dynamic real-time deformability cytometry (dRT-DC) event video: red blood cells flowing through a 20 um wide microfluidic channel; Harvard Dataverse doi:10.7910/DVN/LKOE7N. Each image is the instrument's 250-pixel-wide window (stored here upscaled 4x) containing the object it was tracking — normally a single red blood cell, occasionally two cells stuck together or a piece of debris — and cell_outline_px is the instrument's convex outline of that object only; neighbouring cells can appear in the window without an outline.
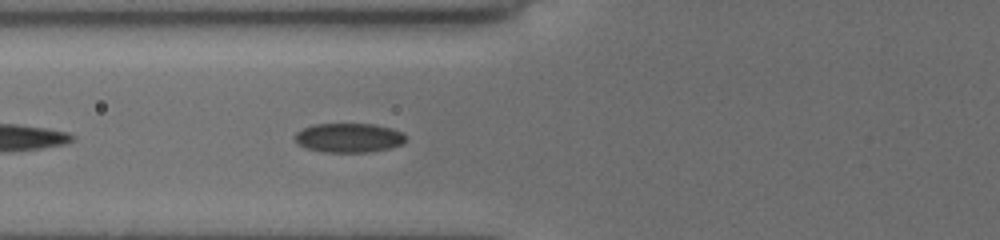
{"species": "common noctule bat (a hibernating species)", "species_latin": "Nyctalus noctula", "temperature_condition": "cold", "stored_images_in_passage": 11, "camera_frame_rate_fps": 3000, "um_per_image_px": 0.085, "animal": {"sex": "female", "body_mass_g": 19.5, "forearm_length_mm": 54.1}, "frame": {"image": 1, "passage_image": 5, "time_ms": 1.333, "image_size_px": [1000, 240], "cell_outline_px": [[408, 140], [404, 144], [388, 148], [368, 152], [320, 152], [304, 148], [296, 144], [292, 136], [296, 132], [312, 124], [372, 124], [392, 128], [404, 132]], "centroid_in_image_um": [29.63, 11.72], "position_along_channel_um": 96.2, "area_um2": 19.36}}
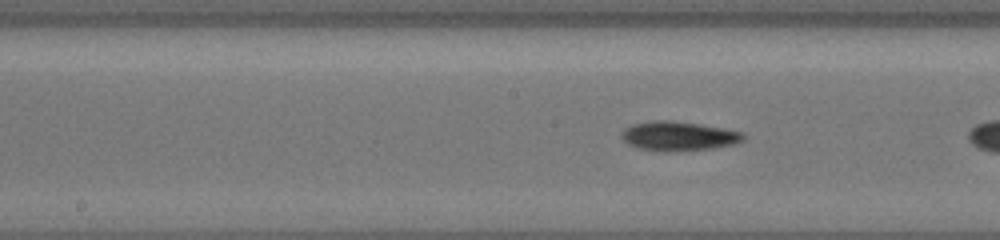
{"frame": {"image": 2, "passage_image": 10, "time_ms": 3.0, "image_size_px": [1000, 240], "cell_outline_px": [[744, 140], [736, 144], [716, 148], [676, 152], [660, 152], [636, 148], [628, 144], [620, 136], [620, 132], [624, 128], [636, 124], [656, 120], [664, 120], [696, 124], [724, 128], [744, 132]], "centroid_in_image_um": [57.68, 11.6], "position_along_channel_um": 190.5, "area_um2": 21.04}}